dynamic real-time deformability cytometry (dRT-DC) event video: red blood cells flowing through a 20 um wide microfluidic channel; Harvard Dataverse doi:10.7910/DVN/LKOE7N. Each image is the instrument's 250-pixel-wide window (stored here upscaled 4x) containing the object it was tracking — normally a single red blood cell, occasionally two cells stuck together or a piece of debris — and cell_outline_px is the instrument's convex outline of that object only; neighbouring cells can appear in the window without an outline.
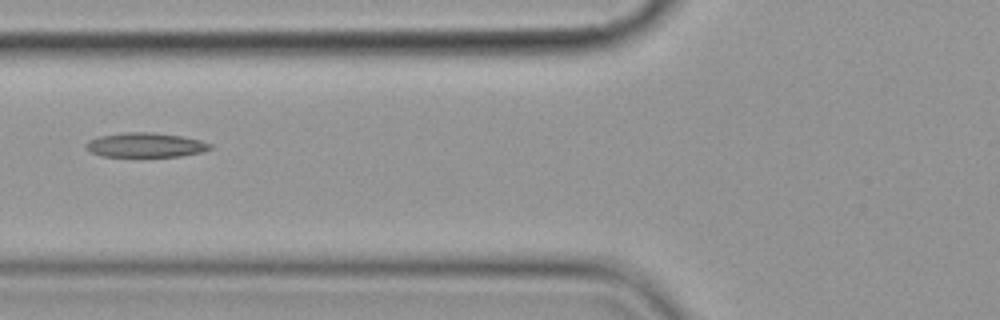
{"species": "common noctule bat (a hibernating species)", "species_latin": "Nyctalus noctula", "temperature_condition": "cold", "stored_images_in_passage": 2, "camera_frame_rate_fps": 3000, "um_per_image_px": 0.085, "animal": {"sex": "female", "body_mass_g": 19.9}, "frame": {"image": 1, "passage_image": 2, "time_ms": 1.333, "image_size_px": [1000, 320], "cell_outline_px": [[216, 148], [204, 152], [180, 156], [104, 156], [92, 152], [84, 148], [84, 144], [88, 140], [100, 136], [124, 132], [152, 132], [180, 136], [200, 140], [212, 144]], "centroid_in_image_um": [12.4, 12.32], "position_along_channel_um": 113.4, "area_um2": 17.8}}